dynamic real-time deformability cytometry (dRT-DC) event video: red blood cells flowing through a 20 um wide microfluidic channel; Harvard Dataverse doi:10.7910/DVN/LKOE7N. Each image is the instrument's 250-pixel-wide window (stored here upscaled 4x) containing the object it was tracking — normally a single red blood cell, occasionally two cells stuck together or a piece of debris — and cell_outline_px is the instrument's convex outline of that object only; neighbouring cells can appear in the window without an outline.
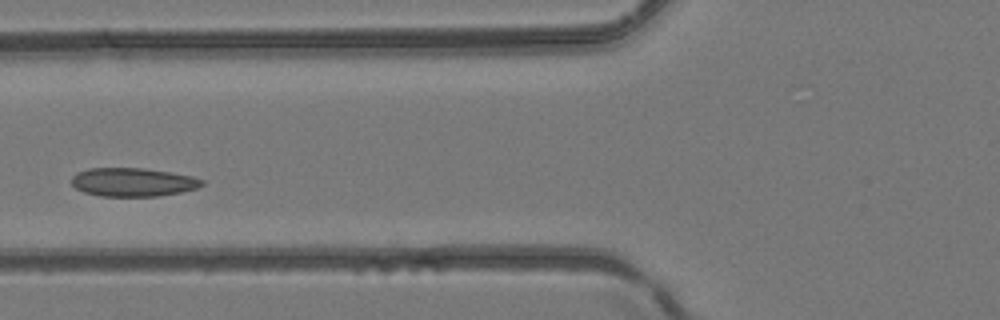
{"species": "common noctule bat (a hibernating species)", "species_latin": "Nyctalus noctula", "temperature_condition": "room temperature", "stored_images_in_passage": 3, "camera_frame_rate_fps": 3000, "um_per_image_px": 0.085, "animal": {"sex": "female", "body_mass_g": 24.6, "forearm_length_mm": 56.2}, "frame": {"image": 1, "passage_image": 3, "time_ms": 0.667, "image_size_px": [1000, 320], "cell_outline_px": [[204, 184], [196, 188], [180, 192], [156, 196], [100, 196], [84, 192], [76, 188], [72, 184], [72, 176], [76, 172], [88, 168], [144, 168], [172, 172], [192, 176], [204, 180]], "centroid_in_image_um": [11.29, 15.47], "position_along_channel_um": 114.5, "area_um2": 21.73}}